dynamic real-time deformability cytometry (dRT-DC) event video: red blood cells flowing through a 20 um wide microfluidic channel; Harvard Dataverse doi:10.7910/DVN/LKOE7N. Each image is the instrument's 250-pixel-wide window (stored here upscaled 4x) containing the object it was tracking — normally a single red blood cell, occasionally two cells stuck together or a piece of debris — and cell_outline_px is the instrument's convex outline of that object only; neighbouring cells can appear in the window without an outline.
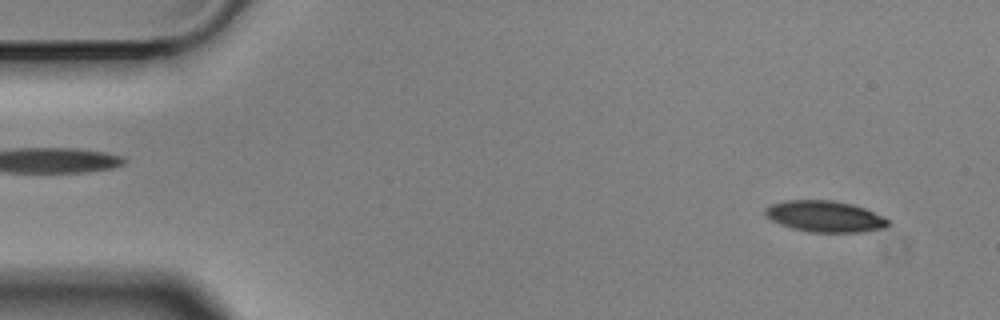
{"species": "Egyptian fruit bat (a non-hibernating species)", "species_latin": "Rousettus aegyptiacus", "temperature_condition": "cold", "stored_images_in_passage": 17, "camera_frame_rate_fps": 3000, "um_per_image_px": 0.085, "animal": {"sex": "male"}, "frame": {"image": 1, "passage_image": 4, "time_ms": 1.0, "image_size_px": [1000, 320], "cell_outline_px": [[892, 224], [884, 228], [864, 232], [808, 232], [792, 228], [780, 224], [772, 220], [764, 212], [764, 208], [772, 204], [784, 200], [832, 200], [852, 204], [864, 208], [884, 216]], "centroid_in_image_um": [70.14, 18.4], "position_along_channel_um": 14.9, "area_um2": 22.48}}
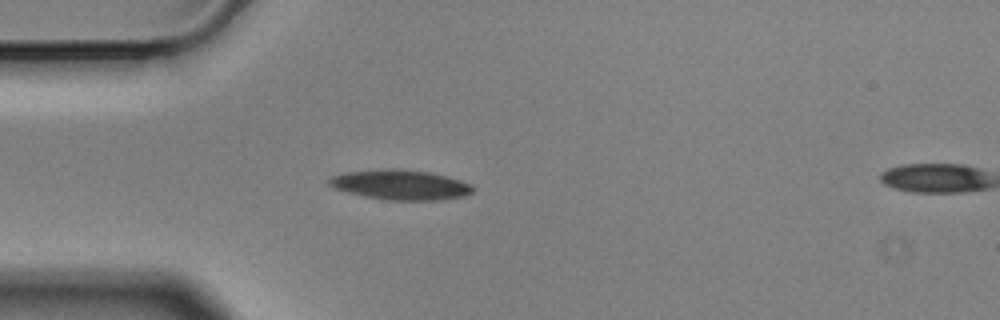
{"frame": {"image": 2, "passage_image": 15, "time_ms": 4.667, "image_size_px": [1000, 320], "cell_outline_px": [[472, 192], [464, 196], [440, 200], [384, 200], [364, 196], [348, 192], [336, 188], [328, 184], [328, 180], [332, 176], [344, 172], [384, 168], [400, 168], [428, 172], [448, 176], [460, 180], [468, 184], [472, 188]], "centroid_in_image_um": [34.01, 15.7], "position_along_channel_um": 51.0, "area_um2": 25.09}}